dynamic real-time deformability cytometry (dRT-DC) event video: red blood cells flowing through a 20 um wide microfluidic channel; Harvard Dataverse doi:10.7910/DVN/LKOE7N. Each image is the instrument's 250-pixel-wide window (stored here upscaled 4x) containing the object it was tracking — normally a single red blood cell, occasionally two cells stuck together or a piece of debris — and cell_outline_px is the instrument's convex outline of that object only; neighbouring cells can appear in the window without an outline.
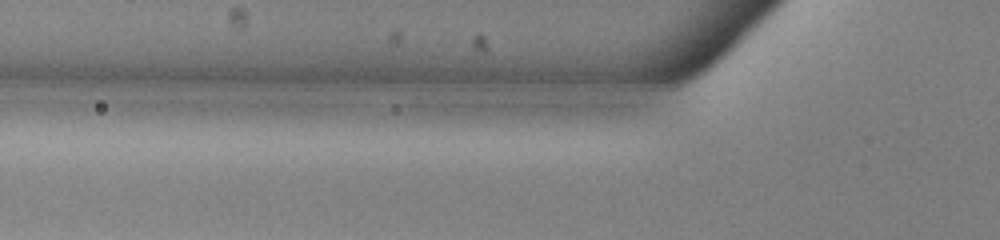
{"species": "common noctule bat (a hibernating species)", "species_latin": "Nyctalus noctula", "temperature_condition": "warm", "stored_images_in_passage": 3, "camera_frame_rate_fps": 3000, "um_per_image_px": 0.085, "animal": {"sex": "male", "body_mass_g": 13.0, "forearm_length_mm": 53.1}, "frame": {"image": 1, "passage_image": 2, "time_ms": 0.333, "image_size_px": [1000, 240], "cell_outline_px": [[524, 104], [412, 104], [412, 92], [420, 88], [512, 88]], "centroid_in_image_um": [39.57, 8.18], "position_along_channel_um": 86.2, "area_um2": 12.14}}